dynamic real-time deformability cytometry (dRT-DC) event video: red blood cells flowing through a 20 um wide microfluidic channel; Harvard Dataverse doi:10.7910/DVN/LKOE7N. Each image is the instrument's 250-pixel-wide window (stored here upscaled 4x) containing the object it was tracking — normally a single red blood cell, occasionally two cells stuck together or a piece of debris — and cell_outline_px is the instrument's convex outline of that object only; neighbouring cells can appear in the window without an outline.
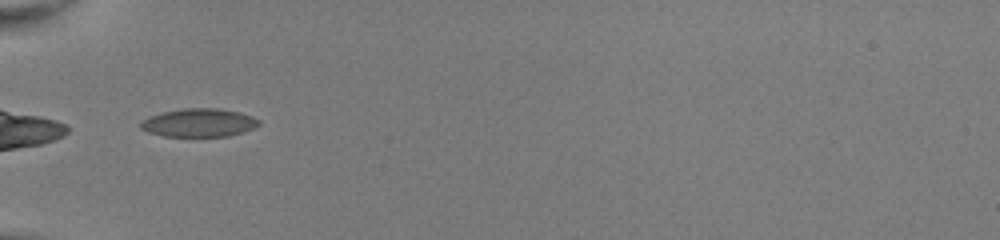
{"species": "common noctule bat (a hibernating species)", "species_latin": "Nyctalus noctula", "temperature_condition": "room temperature", "stored_images_in_passage": 31, "camera_frame_rate_fps": 3000, "um_per_image_px": 0.085, "animal": {"sex": "female", "body_mass_g": 22.0, "forearm_length_mm": 56.7}, "frame": {"image": 1, "passage_image": 1, "time_ms": 0.0, "image_size_px": [1000, 240], "cell_outline_px": [[260, 124], [256, 128], [244, 132], [228, 136], [164, 136], [148, 132], [140, 128], [140, 124], [144, 120], [152, 116], [164, 112], [184, 108], [216, 108], [240, 112], [252, 116], [260, 120]], "centroid_in_image_um": [16.98, 10.43], "position_along_channel_um": 68.0, "area_um2": 19.42}}
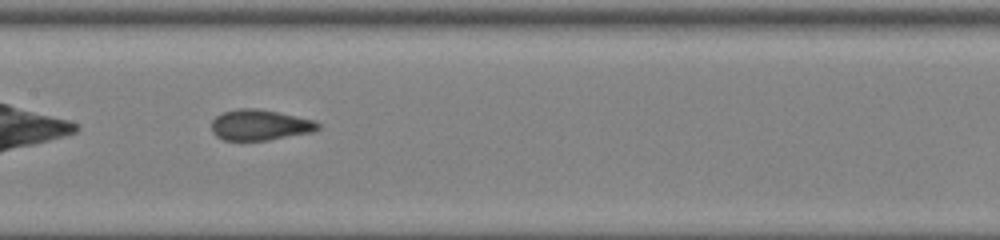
{"frame": {"image": 2, "passage_image": 10, "time_ms": 3.0, "image_size_px": [1000, 240], "cell_outline_px": [[320, 128], [312, 132], [268, 140], [224, 140], [216, 136], [212, 132], [212, 120], [216, 116], [224, 112], [240, 108], [256, 108], [296, 116], [312, 120], [320, 124]], "centroid_in_image_um": [22.07, 10.63], "position_along_channel_um": 185.3, "area_um2": 18.84}}
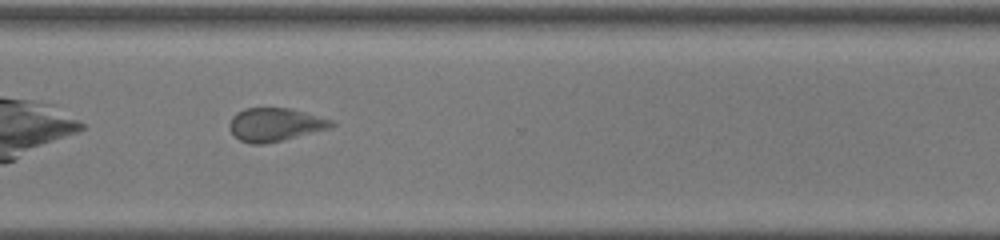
{"frame": {"image": 3, "passage_image": 22, "time_ms": 7.0, "image_size_px": [1000, 240], "cell_outline_px": [[336, 124], [332, 128], [264, 144], [252, 144], [240, 140], [228, 128], [228, 124], [232, 116], [236, 112], [244, 108], [292, 108], [332, 120]], "centroid_in_image_um": [23.38, 10.58], "position_along_channel_um": 347.2, "area_um2": 19.83}, "authors_computed_cell_mechanics": {"area_um2": 19.3052, "velocity_mm_per_s": 4.0464, "shape_relaxation_time_tau1_ms": 4.6123, "shape_relaxation_time_tau2_ms": 1.6037, "deformation_change_tau1": 0.1201, "deformation_change_tau2": 0.0533}}